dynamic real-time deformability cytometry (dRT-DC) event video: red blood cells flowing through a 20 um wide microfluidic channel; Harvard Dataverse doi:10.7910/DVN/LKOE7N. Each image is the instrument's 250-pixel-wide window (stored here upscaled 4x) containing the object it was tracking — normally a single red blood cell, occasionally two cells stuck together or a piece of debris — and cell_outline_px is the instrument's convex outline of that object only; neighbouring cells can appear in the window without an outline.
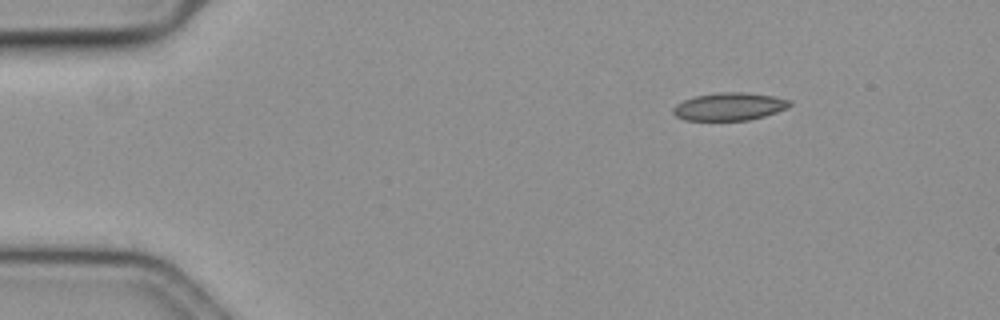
{"species": "common noctule bat (a hibernating species)", "species_latin": "Nyctalus noctula", "temperature_condition": "cold", "stored_images_in_passage": 50, "camera_frame_rate_fps": 3000, "um_per_image_px": 0.085, "animal": {"sex": "female", "body_mass_g": 19.3, "forearm_length_mm": 54.1}, "frame": {"image": 1, "passage_image": 1, "time_ms": 0.0, "image_size_px": [1000, 320], "cell_outline_px": [[792, 104], [788, 108], [764, 116], [748, 120], [684, 120], [676, 116], [672, 112], [672, 108], [676, 104], [684, 100], [696, 96], [720, 92], [744, 92], [772, 96], [792, 100]], "centroid_in_image_um": [62.0, 9.06], "position_along_channel_um": 23.0, "area_um2": 18.84}}
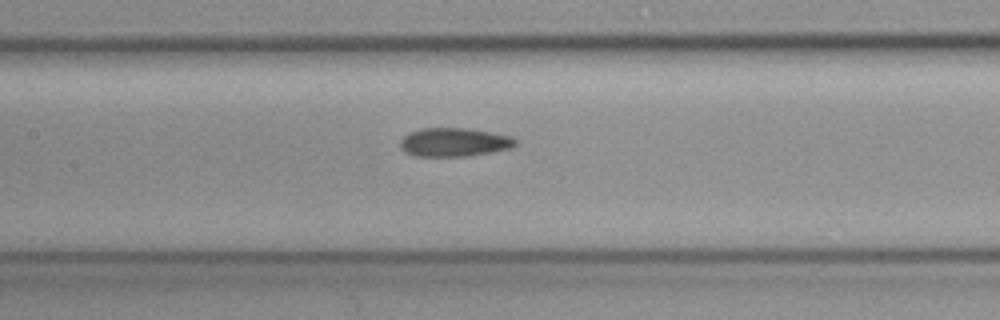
{"frame": {"image": 2, "passage_image": 20, "time_ms": 6.333, "image_size_px": [1000, 320], "cell_outline_px": [[516, 144], [512, 148], [492, 152], [464, 156], [416, 156], [404, 152], [400, 144], [400, 140], [404, 136], [420, 128], [464, 128], [492, 132], [512, 136], [516, 140]], "centroid_in_image_um": [38.62, 12.09], "position_along_channel_um": 168.8, "area_um2": 19.19}}
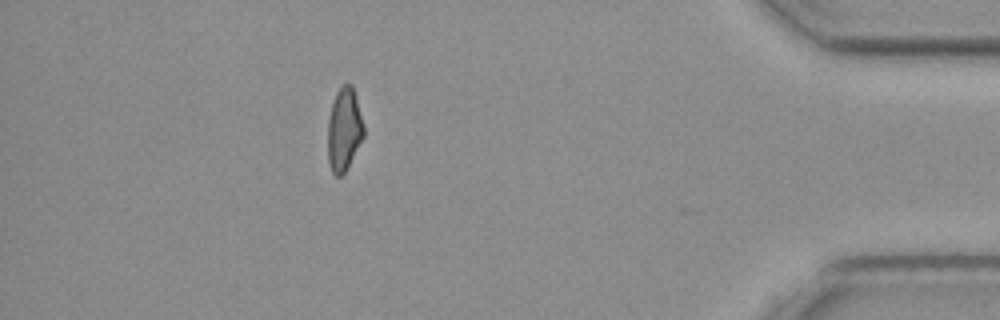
{"frame": {"image": 3, "passage_image": 44, "time_ms": 14.333, "image_size_px": [1000, 320], "cell_outline_px": [[364, 136], [344, 172], [340, 176], [336, 176], [332, 172], [328, 160], [328, 120], [332, 104], [336, 92], [344, 84], [352, 84], [356, 96], [364, 124]], "centroid_in_image_um": [29.25, 10.98], "position_along_channel_um": 405.9, "area_um2": 17.22}, "authors_computed_cell_mechanics": {"area_um2": 18.5249, "velocity_mm_per_s": 3.6017, "shape_relaxation_time_tau1_ms": 9.4122, "shape_relaxation_time_tau2_ms": 3.7286, "deformation_change_tau1": 0.1876, "deformation_change_tau2": 0.1162}}